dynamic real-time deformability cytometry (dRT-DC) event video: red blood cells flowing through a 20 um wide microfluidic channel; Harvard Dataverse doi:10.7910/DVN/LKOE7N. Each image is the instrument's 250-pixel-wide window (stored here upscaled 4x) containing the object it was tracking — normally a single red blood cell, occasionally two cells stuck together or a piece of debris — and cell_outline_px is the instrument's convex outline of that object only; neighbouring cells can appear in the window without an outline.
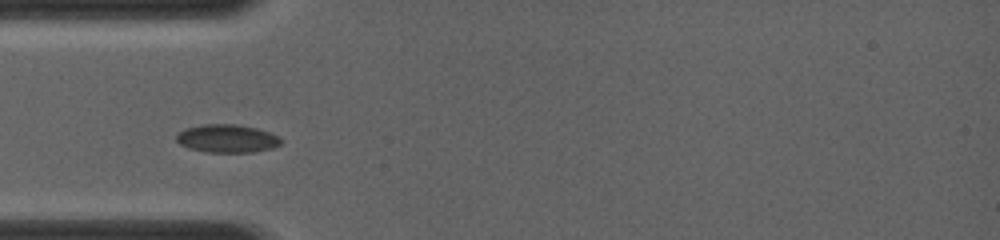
{"species": "common noctule bat (a hibernating species)", "species_latin": "Nyctalus noctula", "temperature_condition": "room temperature", "stored_images_in_passage": 5, "camera_frame_rate_fps": 4000, "um_per_image_px": 0.085, "animal": {"sex": "female", "body_mass_g": 19.0, "forearm_length_mm": 56.7}, "frame": {"image": 1, "passage_image": 4, "time_ms": 2.25, "image_size_px": [1000, 240], "cell_outline_px": [[284, 140], [280, 144], [272, 148], [252, 152], [204, 152], [188, 148], [180, 144], [176, 140], [176, 136], [184, 128], [200, 124], [236, 124], [256, 128], [280, 136]], "centroid_in_image_um": [19.3, 11.77], "position_along_channel_um": 65.7, "area_um2": 17.28}}
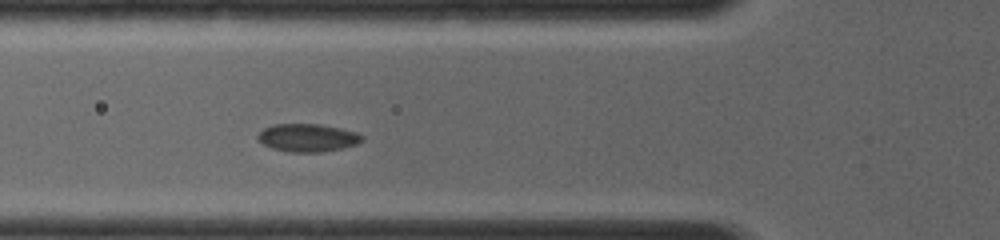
{"frame": {"image": 2, "passage_image": 5, "time_ms": 3.0, "image_size_px": [1000, 240], "cell_outline_px": [[364, 140], [356, 144], [340, 148], [320, 152], [288, 152], [272, 148], [264, 144], [256, 136], [264, 128], [272, 124], [320, 124], [340, 128], [356, 132], [364, 136]], "centroid_in_image_um": [26.15, 11.7], "position_along_channel_um": 99.7, "area_um2": 16.88}}